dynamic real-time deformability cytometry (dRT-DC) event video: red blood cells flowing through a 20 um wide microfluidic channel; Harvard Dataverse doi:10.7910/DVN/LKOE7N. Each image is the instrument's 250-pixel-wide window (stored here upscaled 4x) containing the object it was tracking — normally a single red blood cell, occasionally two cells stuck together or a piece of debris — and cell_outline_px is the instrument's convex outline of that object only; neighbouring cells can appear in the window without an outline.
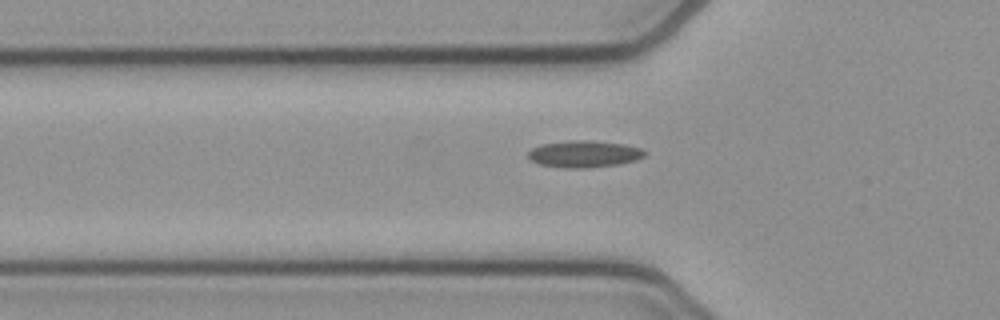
{"species": "common noctule bat (a hibernating species)", "species_latin": "Nyctalus noctula", "temperature_condition": "cold", "stored_images_in_passage": 40, "camera_frame_rate_fps": 3000, "um_per_image_px": 0.085, "animal": {"sex": "female", "body_mass_g": 21.9}, "frame": {"image": 1, "passage_image": 11, "time_ms": 3.333, "image_size_px": [1000, 320], "cell_outline_px": [[648, 152], [644, 156], [636, 160], [620, 164], [584, 168], [564, 168], [540, 164], [532, 160], [528, 156], [528, 152], [532, 148], [544, 144], [568, 140], [592, 140], [624, 144], [640, 148]], "centroid_in_image_um": [49.68, 13.08], "position_along_channel_um": 76.1, "area_um2": 18.21}}
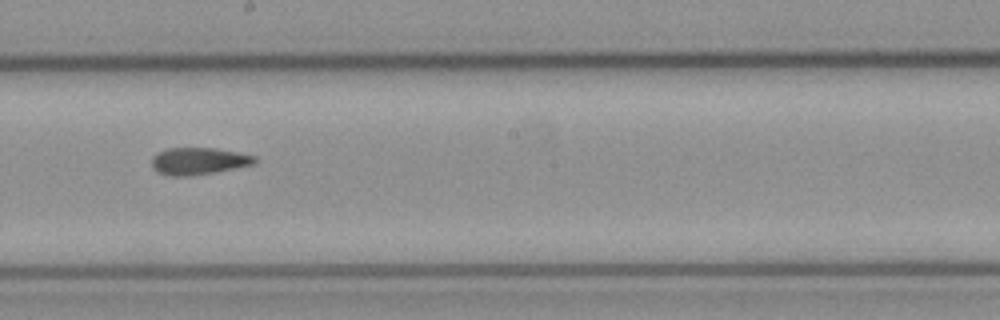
{"frame": {"image": 2, "passage_image": 23, "time_ms": 7.333, "image_size_px": [1000, 320], "cell_outline_px": [[256, 164], [236, 168], [188, 176], [168, 176], [156, 172], [152, 168], [152, 156], [168, 148], [216, 148], [256, 156]], "centroid_in_image_um": [16.87, 13.69], "position_along_channel_um": 231.3, "area_um2": 16.24}}
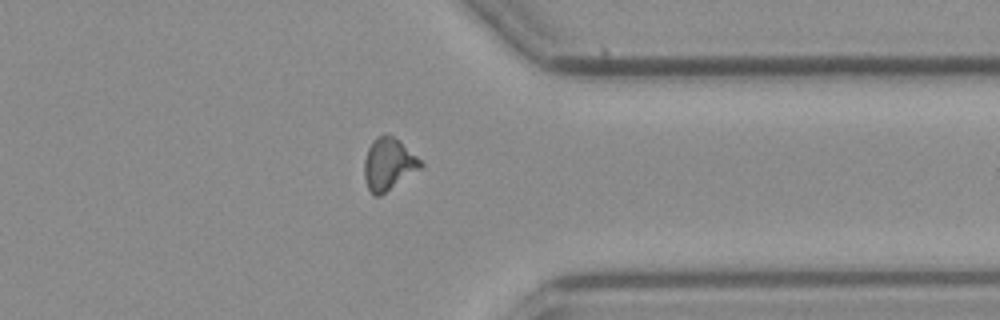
{"frame": {"image": 3, "passage_image": 35, "time_ms": 11.333, "image_size_px": [1000, 320], "cell_outline_px": [[424, 164], [420, 168], [380, 196], [372, 196], [368, 188], [364, 176], [364, 160], [368, 148], [372, 140], [376, 136], [384, 132], [400, 140]], "centroid_in_image_um": [32.99, 13.92], "position_along_channel_um": 378.4, "area_um2": 17.11}}